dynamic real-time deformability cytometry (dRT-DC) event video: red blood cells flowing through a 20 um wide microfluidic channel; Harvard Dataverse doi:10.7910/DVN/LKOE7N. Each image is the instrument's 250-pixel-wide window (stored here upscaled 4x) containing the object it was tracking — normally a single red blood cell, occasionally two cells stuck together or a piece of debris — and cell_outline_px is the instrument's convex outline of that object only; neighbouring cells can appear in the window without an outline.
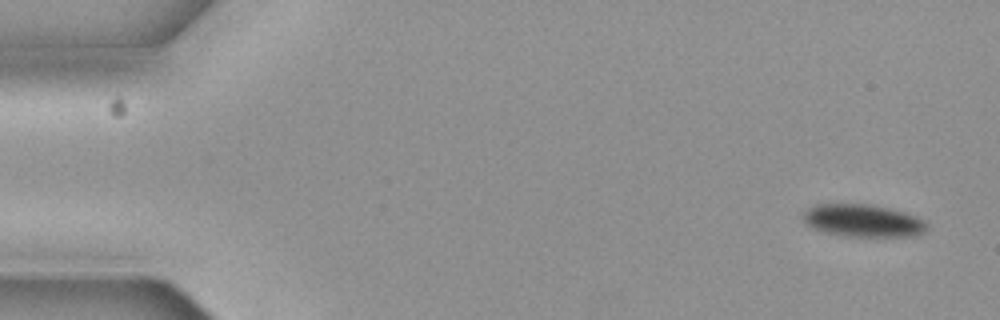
{"species": "common noctule bat (a hibernating species)", "species_latin": "Nyctalus noctula", "temperature_condition": "cold", "stored_images_in_passage": 3, "camera_frame_rate_fps": 3000, "um_per_image_px": 0.085, "animal": {"sex": "female", "body_mass_g": 19.3, "forearm_length_mm": 54.1}, "frame": {"image": 1, "passage_image": 1, "time_ms": 0.0, "image_size_px": [1000, 320], "cell_outline_px": [[928, 228], [924, 232], [904, 236], [856, 236], [828, 232], [812, 228], [804, 224], [804, 212], [808, 208], [816, 204], [872, 204], [892, 208], [908, 212], [924, 220], [928, 224]], "centroid_in_image_um": [73.38, 18.72], "position_along_channel_um": 11.6, "area_um2": 23.35}}